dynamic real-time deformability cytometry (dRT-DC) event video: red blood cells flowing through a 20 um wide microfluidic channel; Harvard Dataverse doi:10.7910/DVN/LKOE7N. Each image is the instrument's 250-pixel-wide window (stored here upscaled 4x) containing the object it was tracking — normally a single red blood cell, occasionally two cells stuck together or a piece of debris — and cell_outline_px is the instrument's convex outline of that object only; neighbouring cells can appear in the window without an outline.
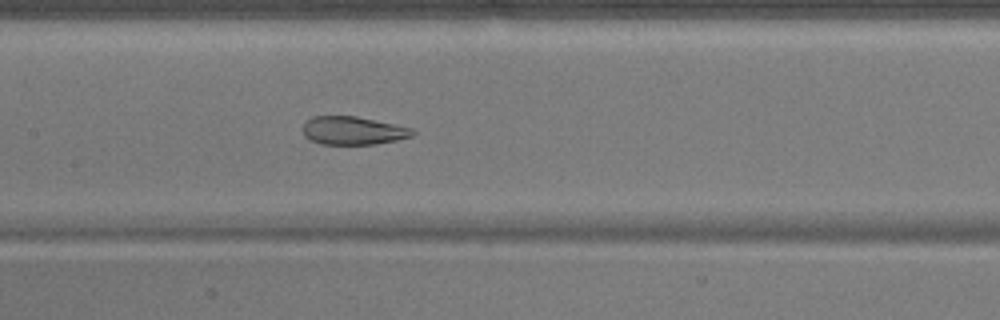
{"species": "common noctule bat (a hibernating species)", "species_latin": "Nyctalus noctula", "temperature_condition": "warm", "stored_images_in_passage": 51, "camera_frame_rate_fps": 3000, "um_per_image_px": 0.085, "animal": {"sex": "male", "body_mass_g": 17.9}, "frame": {"image": 1, "passage_image": 24, "time_ms": 7.667, "image_size_px": [1000, 320], "cell_outline_px": [[416, 132], [412, 136], [396, 140], [376, 144], [320, 144], [304, 136], [304, 124], [312, 116], [356, 116], [412, 128]], "centroid_in_image_um": [30.02, 11.1], "position_along_channel_um": 177.4, "area_um2": 17.86}}
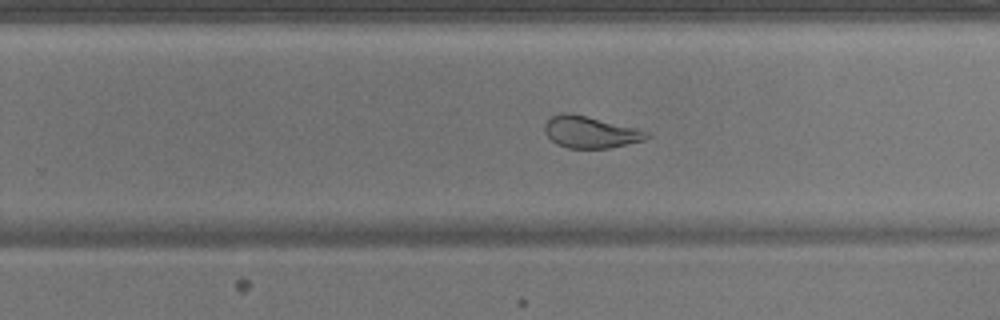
{"frame": {"image": 2, "passage_image": 32, "time_ms": 10.333, "image_size_px": [1000, 320], "cell_outline_px": [[652, 136], [644, 140], [608, 148], [568, 148], [556, 144], [544, 132], [544, 124], [552, 116], [564, 112], [568, 112], [636, 128], [648, 132]], "centroid_in_image_um": [50.16, 11.23], "position_along_channel_um": 279.6, "area_um2": 18.67}}
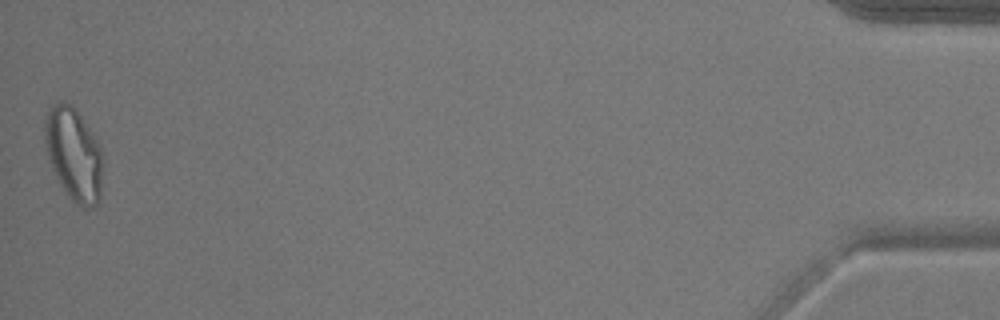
{"frame": {"image": 3, "passage_image": 51, "time_ms": 16.667, "image_size_px": [1000, 320], "cell_outline_px": [[104, 160], [100, 196], [96, 204], [92, 208], [84, 208], [76, 204], [68, 196], [60, 184], [52, 168], [48, 156], [44, 140], [44, 124], [48, 108], [56, 100], [64, 100], [80, 116], [96, 140], [100, 148]], "centroid_in_image_um": [6.26, 13.12], "position_along_channel_um": 428.9, "area_um2": 31.44}, "authors_computed_cell_mechanics": {"area_um2": 24.6228, "velocity_mm_per_s": 3.8511, "shape_relaxation_time_tau1_ms": null, "shape_relaxation_time_tau2_ms": 1.5856, "deformation_change_tau1": null, "deformation_change_tau2": 0.0739}}